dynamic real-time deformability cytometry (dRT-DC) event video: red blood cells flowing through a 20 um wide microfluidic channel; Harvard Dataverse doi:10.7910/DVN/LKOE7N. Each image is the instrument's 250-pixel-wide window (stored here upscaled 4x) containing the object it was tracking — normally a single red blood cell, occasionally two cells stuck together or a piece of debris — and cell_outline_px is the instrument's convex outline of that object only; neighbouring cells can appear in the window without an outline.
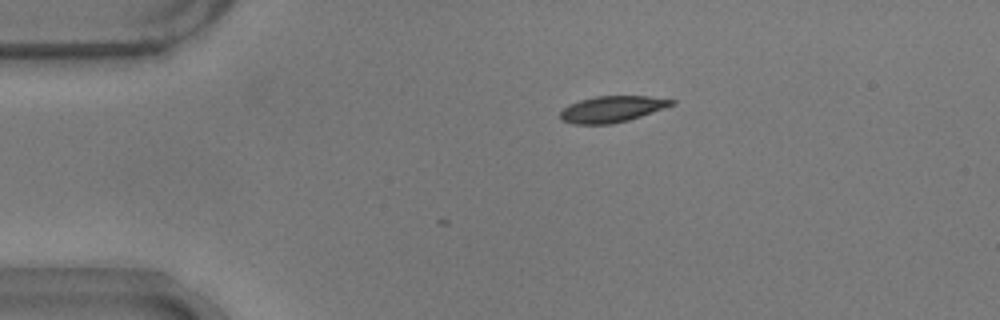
{"species": "common noctule bat (a hibernating species)", "species_latin": "Nyctalus noctula", "temperature_condition": "warm", "stored_images_in_passage": 4, "camera_frame_rate_fps": 3000, "um_per_image_px": 0.085, "animal": {"sex": "male", "body_mass_g": 17.9}, "frame": {"image": 1, "passage_image": 1, "time_ms": 0.0, "image_size_px": [1000, 320], "cell_outline_px": [[676, 104], [628, 120], [612, 124], [572, 124], [560, 120], [560, 112], [568, 104], [580, 100], [596, 96], [648, 96], [676, 100]], "centroid_in_image_um": [52.0, 9.27], "position_along_channel_um": 33.0, "area_um2": 17.05}}